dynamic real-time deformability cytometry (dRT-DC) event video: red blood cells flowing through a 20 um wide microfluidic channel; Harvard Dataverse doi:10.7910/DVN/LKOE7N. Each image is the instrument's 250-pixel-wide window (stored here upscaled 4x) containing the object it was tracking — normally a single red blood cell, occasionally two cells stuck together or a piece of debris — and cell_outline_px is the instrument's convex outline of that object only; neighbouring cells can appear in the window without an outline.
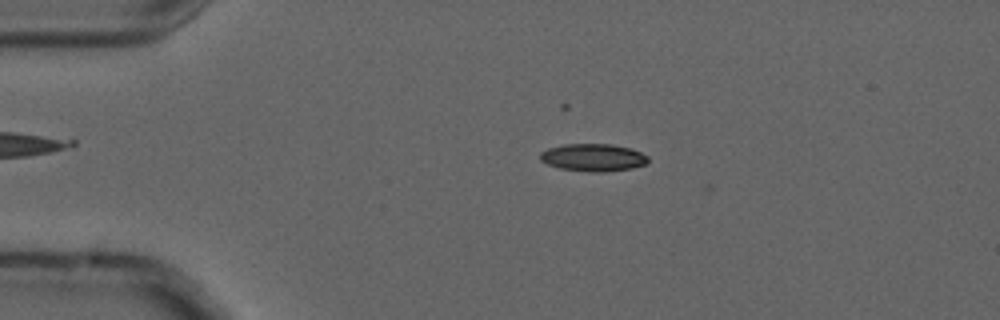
{"species": "common noctule bat (a hibernating species)", "species_latin": "Nyctalus noctula", "temperature_condition": "cold", "stored_images_in_passage": 5, "camera_frame_rate_fps": 3000, "um_per_image_px": 0.085, "animal": {"sex": "male", "forearm_length_mm": 52.5}, "frame": {"image": 1, "passage_image": 3, "time_ms": 0.667, "image_size_px": [1000, 320], "cell_outline_px": [[648, 164], [632, 168], [604, 172], [592, 172], [560, 168], [548, 164], [540, 160], [540, 152], [548, 148], [564, 144], [612, 144], [632, 148], [648, 156]], "centroid_in_image_um": [50.45, 13.38], "position_along_channel_um": 34.6, "area_um2": 17.4}}
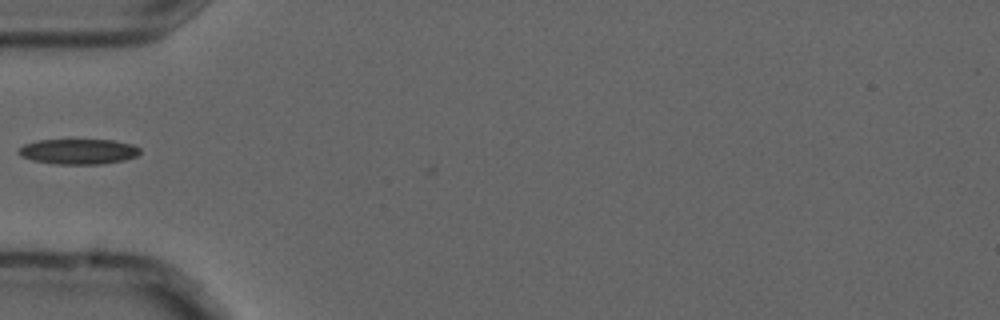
{"frame": {"image": 2, "passage_image": 5, "time_ms": 1.333, "image_size_px": [1000, 320], "cell_outline_px": [[140, 152], [136, 156], [124, 160], [100, 164], [52, 164], [32, 160], [20, 156], [16, 152], [24, 144], [36, 140], [112, 140], [132, 144], [140, 148]], "centroid_in_image_um": [6.63, 12.88], "position_along_channel_um": 78.4, "area_um2": 17.98}}